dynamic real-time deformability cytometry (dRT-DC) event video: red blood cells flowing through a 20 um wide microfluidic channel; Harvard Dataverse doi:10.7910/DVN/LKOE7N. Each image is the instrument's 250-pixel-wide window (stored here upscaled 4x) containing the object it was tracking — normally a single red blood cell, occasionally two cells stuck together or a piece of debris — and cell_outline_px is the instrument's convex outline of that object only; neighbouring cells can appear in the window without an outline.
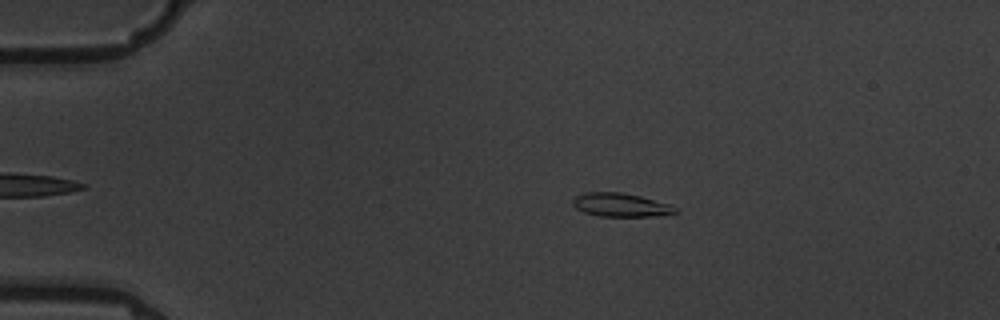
{"species": "common noctule bat (a hibernating species)", "species_latin": "Nyctalus noctula", "temperature_condition": "warm", "stored_images_in_passage": 5, "camera_frame_rate_fps": 3000, "um_per_image_px": 0.085, "animal": {"sex": "male", "body_mass_g": 19.5, "forearm_length_mm": 54.6}, "frame": {"image": 1, "passage_image": 2, "time_ms": 1.333, "image_size_px": [1000, 320], "cell_outline_px": [[680, 212], [656, 216], [600, 216], [584, 212], [576, 208], [572, 204], [572, 200], [576, 196], [584, 192], [620, 192], [640, 196], [672, 204]], "centroid_in_image_um": [52.78, 17.41], "position_along_channel_um": 32.2, "area_um2": 14.16}}
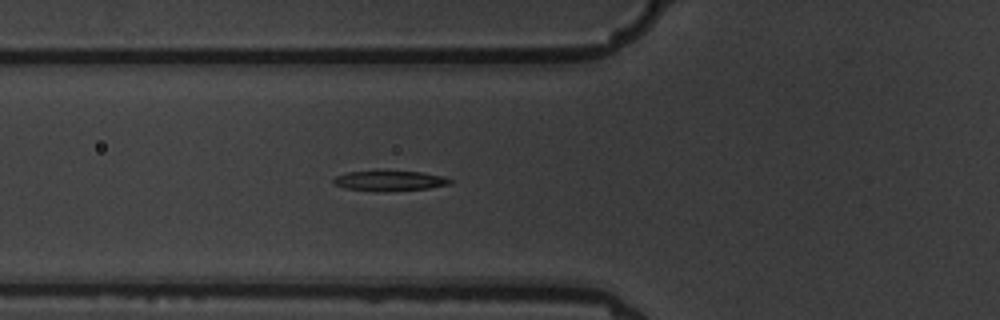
{"frame": {"image": 2, "passage_image": 5, "time_ms": 4.667, "image_size_px": [1000, 320], "cell_outline_px": [[452, 184], [428, 188], [376, 192], [344, 188], [336, 184], [332, 180], [336, 176], [348, 172], [376, 168], [420, 172], [444, 176], [452, 180]], "centroid_in_image_um": [33.09, 15.32], "position_along_channel_um": 92.7, "area_um2": 14.45}}